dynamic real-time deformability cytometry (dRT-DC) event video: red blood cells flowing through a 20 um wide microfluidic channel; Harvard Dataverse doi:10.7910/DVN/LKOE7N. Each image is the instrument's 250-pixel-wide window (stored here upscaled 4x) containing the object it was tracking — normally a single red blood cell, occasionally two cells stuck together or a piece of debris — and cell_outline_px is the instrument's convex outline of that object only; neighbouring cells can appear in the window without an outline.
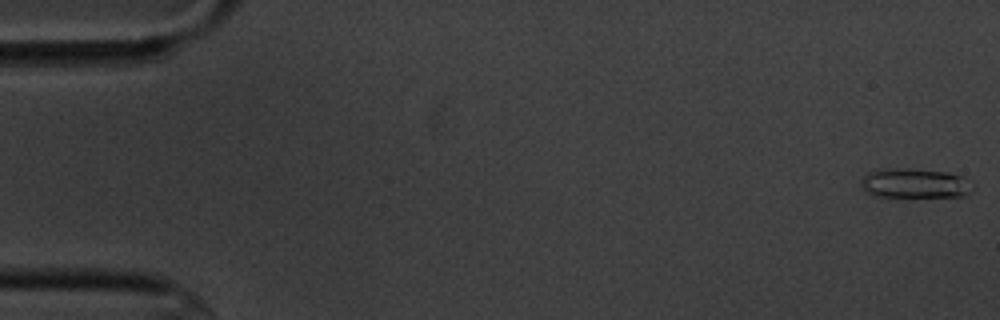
{"species": "common noctule bat (a hibernating species)", "species_latin": "Nyctalus noctula", "temperature_condition": "cold", "stored_images_in_passage": 5, "camera_frame_rate_fps": 3000, "um_per_image_px": 0.085, "animal": {"sex": "male", "body_mass_g": 20.1, "forearm_length_mm": 53.5}, "frame": {"image": 1, "passage_image": 1, "time_ms": 0.0, "image_size_px": [1000, 320], "cell_outline_px": [[972, 188], [964, 196], [872, 196], [864, 192], [860, 184], [860, 180], [868, 172], [880, 168], [908, 168], [948, 172], [960, 176]], "centroid_in_image_um": [77.62, 15.56], "position_along_channel_um": 7.4, "area_um2": 19.13}}
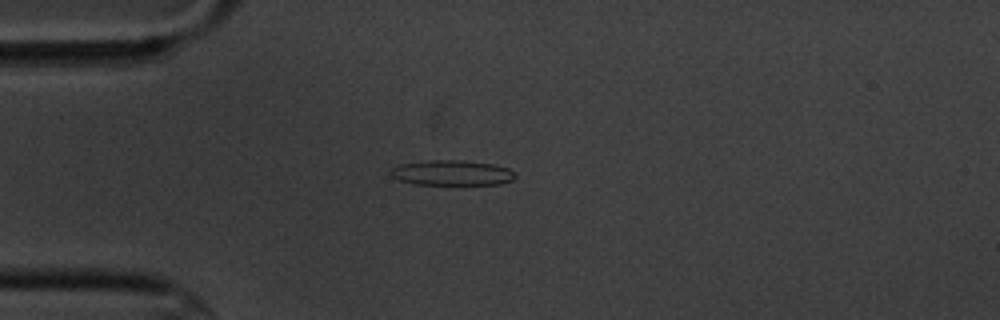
{"frame": {"image": 2, "passage_image": 3, "time_ms": 4.667, "image_size_px": [1000, 320], "cell_outline_px": [[516, 176], [512, 180], [500, 184], [416, 184], [400, 180], [392, 176], [388, 172], [392, 168], [400, 164], [432, 160], [460, 160], [492, 164], [508, 168], [516, 172]], "centroid_in_image_um": [38.43, 14.69], "position_along_channel_um": 46.6, "area_um2": 18.15}}